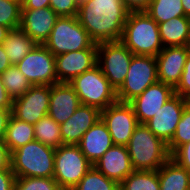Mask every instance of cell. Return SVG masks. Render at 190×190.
Returning <instances> with one entry per match:
<instances>
[{"label":"cell","mask_w":190,"mask_h":190,"mask_svg":"<svg viewBox=\"0 0 190 190\" xmlns=\"http://www.w3.org/2000/svg\"><path fill=\"white\" fill-rule=\"evenodd\" d=\"M12 64L10 63L9 57L7 56L5 49L0 44V75L6 71Z\"/></svg>","instance_id":"cell-43"},{"label":"cell","mask_w":190,"mask_h":190,"mask_svg":"<svg viewBox=\"0 0 190 190\" xmlns=\"http://www.w3.org/2000/svg\"><path fill=\"white\" fill-rule=\"evenodd\" d=\"M58 83H70L75 77L97 65V49H82L55 56Z\"/></svg>","instance_id":"cell-15"},{"label":"cell","mask_w":190,"mask_h":190,"mask_svg":"<svg viewBox=\"0 0 190 190\" xmlns=\"http://www.w3.org/2000/svg\"><path fill=\"white\" fill-rule=\"evenodd\" d=\"M54 156V148L34 140L11 152V170L15 177H53Z\"/></svg>","instance_id":"cell-4"},{"label":"cell","mask_w":190,"mask_h":190,"mask_svg":"<svg viewBox=\"0 0 190 190\" xmlns=\"http://www.w3.org/2000/svg\"><path fill=\"white\" fill-rule=\"evenodd\" d=\"M72 190H119V184L92 166Z\"/></svg>","instance_id":"cell-30"},{"label":"cell","mask_w":190,"mask_h":190,"mask_svg":"<svg viewBox=\"0 0 190 190\" xmlns=\"http://www.w3.org/2000/svg\"><path fill=\"white\" fill-rule=\"evenodd\" d=\"M10 116H11V110L0 108V142H4L7 123Z\"/></svg>","instance_id":"cell-41"},{"label":"cell","mask_w":190,"mask_h":190,"mask_svg":"<svg viewBox=\"0 0 190 190\" xmlns=\"http://www.w3.org/2000/svg\"><path fill=\"white\" fill-rule=\"evenodd\" d=\"M51 86L32 85L22 96L13 100L11 114L22 121L35 125L48 114Z\"/></svg>","instance_id":"cell-12"},{"label":"cell","mask_w":190,"mask_h":190,"mask_svg":"<svg viewBox=\"0 0 190 190\" xmlns=\"http://www.w3.org/2000/svg\"><path fill=\"white\" fill-rule=\"evenodd\" d=\"M10 63H19L36 45L21 28L10 29L2 43Z\"/></svg>","instance_id":"cell-24"},{"label":"cell","mask_w":190,"mask_h":190,"mask_svg":"<svg viewBox=\"0 0 190 190\" xmlns=\"http://www.w3.org/2000/svg\"><path fill=\"white\" fill-rule=\"evenodd\" d=\"M54 56L82 49H97L77 16H60L43 44Z\"/></svg>","instance_id":"cell-5"},{"label":"cell","mask_w":190,"mask_h":190,"mask_svg":"<svg viewBox=\"0 0 190 190\" xmlns=\"http://www.w3.org/2000/svg\"><path fill=\"white\" fill-rule=\"evenodd\" d=\"M0 76L5 89L12 100L25 94L32 86L16 65H11Z\"/></svg>","instance_id":"cell-29"},{"label":"cell","mask_w":190,"mask_h":190,"mask_svg":"<svg viewBox=\"0 0 190 190\" xmlns=\"http://www.w3.org/2000/svg\"><path fill=\"white\" fill-rule=\"evenodd\" d=\"M35 140L34 125L15 118L12 114L9 117L6 129L4 144L9 152L26 145Z\"/></svg>","instance_id":"cell-25"},{"label":"cell","mask_w":190,"mask_h":190,"mask_svg":"<svg viewBox=\"0 0 190 190\" xmlns=\"http://www.w3.org/2000/svg\"><path fill=\"white\" fill-rule=\"evenodd\" d=\"M93 166L118 184L134 171L127 146L115 144Z\"/></svg>","instance_id":"cell-19"},{"label":"cell","mask_w":190,"mask_h":190,"mask_svg":"<svg viewBox=\"0 0 190 190\" xmlns=\"http://www.w3.org/2000/svg\"><path fill=\"white\" fill-rule=\"evenodd\" d=\"M92 166L78 145L62 144L55 149L53 178L62 190H72Z\"/></svg>","instance_id":"cell-7"},{"label":"cell","mask_w":190,"mask_h":190,"mask_svg":"<svg viewBox=\"0 0 190 190\" xmlns=\"http://www.w3.org/2000/svg\"><path fill=\"white\" fill-rule=\"evenodd\" d=\"M161 42L164 47L189 46L190 17H175L158 24Z\"/></svg>","instance_id":"cell-22"},{"label":"cell","mask_w":190,"mask_h":190,"mask_svg":"<svg viewBox=\"0 0 190 190\" xmlns=\"http://www.w3.org/2000/svg\"><path fill=\"white\" fill-rule=\"evenodd\" d=\"M189 102L178 94H174L145 125L154 135L168 144L174 136L182 112Z\"/></svg>","instance_id":"cell-13"},{"label":"cell","mask_w":190,"mask_h":190,"mask_svg":"<svg viewBox=\"0 0 190 190\" xmlns=\"http://www.w3.org/2000/svg\"><path fill=\"white\" fill-rule=\"evenodd\" d=\"M21 0H0V24L10 29L20 28Z\"/></svg>","instance_id":"cell-31"},{"label":"cell","mask_w":190,"mask_h":190,"mask_svg":"<svg viewBox=\"0 0 190 190\" xmlns=\"http://www.w3.org/2000/svg\"><path fill=\"white\" fill-rule=\"evenodd\" d=\"M171 158L190 172V142L181 145Z\"/></svg>","instance_id":"cell-36"},{"label":"cell","mask_w":190,"mask_h":190,"mask_svg":"<svg viewBox=\"0 0 190 190\" xmlns=\"http://www.w3.org/2000/svg\"><path fill=\"white\" fill-rule=\"evenodd\" d=\"M16 67L31 85L58 83L55 56L43 44H37Z\"/></svg>","instance_id":"cell-10"},{"label":"cell","mask_w":190,"mask_h":190,"mask_svg":"<svg viewBox=\"0 0 190 190\" xmlns=\"http://www.w3.org/2000/svg\"><path fill=\"white\" fill-rule=\"evenodd\" d=\"M133 55L121 41L97 43V65L116 91L125 81Z\"/></svg>","instance_id":"cell-9"},{"label":"cell","mask_w":190,"mask_h":190,"mask_svg":"<svg viewBox=\"0 0 190 190\" xmlns=\"http://www.w3.org/2000/svg\"><path fill=\"white\" fill-rule=\"evenodd\" d=\"M69 84L74 88L81 105L102 111L117 101L116 90L98 65L75 77Z\"/></svg>","instance_id":"cell-6"},{"label":"cell","mask_w":190,"mask_h":190,"mask_svg":"<svg viewBox=\"0 0 190 190\" xmlns=\"http://www.w3.org/2000/svg\"><path fill=\"white\" fill-rule=\"evenodd\" d=\"M50 0H21L22 9H39L49 7Z\"/></svg>","instance_id":"cell-42"},{"label":"cell","mask_w":190,"mask_h":190,"mask_svg":"<svg viewBox=\"0 0 190 190\" xmlns=\"http://www.w3.org/2000/svg\"><path fill=\"white\" fill-rule=\"evenodd\" d=\"M35 140L54 149L62 145L61 127L48 114L34 125Z\"/></svg>","instance_id":"cell-27"},{"label":"cell","mask_w":190,"mask_h":190,"mask_svg":"<svg viewBox=\"0 0 190 190\" xmlns=\"http://www.w3.org/2000/svg\"><path fill=\"white\" fill-rule=\"evenodd\" d=\"M11 153L4 142H0V171L11 170Z\"/></svg>","instance_id":"cell-39"},{"label":"cell","mask_w":190,"mask_h":190,"mask_svg":"<svg viewBox=\"0 0 190 190\" xmlns=\"http://www.w3.org/2000/svg\"><path fill=\"white\" fill-rule=\"evenodd\" d=\"M88 0H75L76 4L78 5V7H80L82 4H84L85 2H87Z\"/></svg>","instance_id":"cell-46"},{"label":"cell","mask_w":190,"mask_h":190,"mask_svg":"<svg viewBox=\"0 0 190 190\" xmlns=\"http://www.w3.org/2000/svg\"><path fill=\"white\" fill-rule=\"evenodd\" d=\"M175 94L190 101V54L187 57L184 70L178 85L174 88Z\"/></svg>","instance_id":"cell-35"},{"label":"cell","mask_w":190,"mask_h":190,"mask_svg":"<svg viewBox=\"0 0 190 190\" xmlns=\"http://www.w3.org/2000/svg\"><path fill=\"white\" fill-rule=\"evenodd\" d=\"M14 190H62L53 177H16Z\"/></svg>","instance_id":"cell-33"},{"label":"cell","mask_w":190,"mask_h":190,"mask_svg":"<svg viewBox=\"0 0 190 190\" xmlns=\"http://www.w3.org/2000/svg\"><path fill=\"white\" fill-rule=\"evenodd\" d=\"M10 31V28L0 24V44L6 39L7 33Z\"/></svg>","instance_id":"cell-44"},{"label":"cell","mask_w":190,"mask_h":190,"mask_svg":"<svg viewBox=\"0 0 190 190\" xmlns=\"http://www.w3.org/2000/svg\"><path fill=\"white\" fill-rule=\"evenodd\" d=\"M189 54L190 46L164 47L156 56L158 81L175 88Z\"/></svg>","instance_id":"cell-16"},{"label":"cell","mask_w":190,"mask_h":190,"mask_svg":"<svg viewBox=\"0 0 190 190\" xmlns=\"http://www.w3.org/2000/svg\"><path fill=\"white\" fill-rule=\"evenodd\" d=\"M119 190H160L158 171L134 170L119 184Z\"/></svg>","instance_id":"cell-28"},{"label":"cell","mask_w":190,"mask_h":190,"mask_svg":"<svg viewBox=\"0 0 190 190\" xmlns=\"http://www.w3.org/2000/svg\"><path fill=\"white\" fill-rule=\"evenodd\" d=\"M145 12L158 24L185 16L181 0H151Z\"/></svg>","instance_id":"cell-26"},{"label":"cell","mask_w":190,"mask_h":190,"mask_svg":"<svg viewBox=\"0 0 190 190\" xmlns=\"http://www.w3.org/2000/svg\"><path fill=\"white\" fill-rule=\"evenodd\" d=\"M58 18L50 7L21 9L20 28L37 44H44Z\"/></svg>","instance_id":"cell-17"},{"label":"cell","mask_w":190,"mask_h":190,"mask_svg":"<svg viewBox=\"0 0 190 190\" xmlns=\"http://www.w3.org/2000/svg\"><path fill=\"white\" fill-rule=\"evenodd\" d=\"M187 142H190V102L185 106L175 134L167 144L170 155Z\"/></svg>","instance_id":"cell-32"},{"label":"cell","mask_w":190,"mask_h":190,"mask_svg":"<svg viewBox=\"0 0 190 190\" xmlns=\"http://www.w3.org/2000/svg\"><path fill=\"white\" fill-rule=\"evenodd\" d=\"M101 119V111L95 107L81 105L72 117L60 124L62 144L78 145L82 136Z\"/></svg>","instance_id":"cell-18"},{"label":"cell","mask_w":190,"mask_h":190,"mask_svg":"<svg viewBox=\"0 0 190 190\" xmlns=\"http://www.w3.org/2000/svg\"><path fill=\"white\" fill-rule=\"evenodd\" d=\"M174 94L172 86L157 81L131 100L129 103L133 107L138 123L145 124L152 119Z\"/></svg>","instance_id":"cell-14"},{"label":"cell","mask_w":190,"mask_h":190,"mask_svg":"<svg viewBox=\"0 0 190 190\" xmlns=\"http://www.w3.org/2000/svg\"><path fill=\"white\" fill-rule=\"evenodd\" d=\"M181 2L185 16L190 17V0H181Z\"/></svg>","instance_id":"cell-45"},{"label":"cell","mask_w":190,"mask_h":190,"mask_svg":"<svg viewBox=\"0 0 190 190\" xmlns=\"http://www.w3.org/2000/svg\"><path fill=\"white\" fill-rule=\"evenodd\" d=\"M155 56L133 55L122 86L116 91L117 101L130 102L158 81Z\"/></svg>","instance_id":"cell-8"},{"label":"cell","mask_w":190,"mask_h":190,"mask_svg":"<svg viewBox=\"0 0 190 190\" xmlns=\"http://www.w3.org/2000/svg\"><path fill=\"white\" fill-rule=\"evenodd\" d=\"M157 171L160 190H190V172L171 157Z\"/></svg>","instance_id":"cell-23"},{"label":"cell","mask_w":190,"mask_h":190,"mask_svg":"<svg viewBox=\"0 0 190 190\" xmlns=\"http://www.w3.org/2000/svg\"><path fill=\"white\" fill-rule=\"evenodd\" d=\"M130 12L145 11L151 0H121Z\"/></svg>","instance_id":"cell-38"},{"label":"cell","mask_w":190,"mask_h":190,"mask_svg":"<svg viewBox=\"0 0 190 190\" xmlns=\"http://www.w3.org/2000/svg\"><path fill=\"white\" fill-rule=\"evenodd\" d=\"M101 119L106 124L113 144L127 146L139 124L133 107L128 102L116 101L101 111Z\"/></svg>","instance_id":"cell-11"},{"label":"cell","mask_w":190,"mask_h":190,"mask_svg":"<svg viewBox=\"0 0 190 190\" xmlns=\"http://www.w3.org/2000/svg\"><path fill=\"white\" fill-rule=\"evenodd\" d=\"M120 41L134 55L157 56L164 48L158 23L145 11L130 12Z\"/></svg>","instance_id":"cell-2"},{"label":"cell","mask_w":190,"mask_h":190,"mask_svg":"<svg viewBox=\"0 0 190 190\" xmlns=\"http://www.w3.org/2000/svg\"><path fill=\"white\" fill-rule=\"evenodd\" d=\"M81 106L80 99L69 83L51 85L48 115L58 124L66 122Z\"/></svg>","instance_id":"cell-20"},{"label":"cell","mask_w":190,"mask_h":190,"mask_svg":"<svg viewBox=\"0 0 190 190\" xmlns=\"http://www.w3.org/2000/svg\"><path fill=\"white\" fill-rule=\"evenodd\" d=\"M129 13L121 0H88L77 19L95 43L120 41Z\"/></svg>","instance_id":"cell-1"},{"label":"cell","mask_w":190,"mask_h":190,"mask_svg":"<svg viewBox=\"0 0 190 190\" xmlns=\"http://www.w3.org/2000/svg\"><path fill=\"white\" fill-rule=\"evenodd\" d=\"M136 171L158 170L170 157L167 144L154 135L145 124H138L127 145Z\"/></svg>","instance_id":"cell-3"},{"label":"cell","mask_w":190,"mask_h":190,"mask_svg":"<svg viewBox=\"0 0 190 190\" xmlns=\"http://www.w3.org/2000/svg\"><path fill=\"white\" fill-rule=\"evenodd\" d=\"M111 134L100 119L84 133L78 146L86 158L94 165L113 146Z\"/></svg>","instance_id":"cell-21"},{"label":"cell","mask_w":190,"mask_h":190,"mask_svg":"<svg viewBox=\"0 0 190 190\" xmlns=\"http://www.w3.org/2000/svg\"><path fill=\"white\" fill-rule=\"evenodd\" d=\"M15 179L12 170L0 171V190H14Z\"/></svg>","instance_id":"cell-37"},{"label":"cell","mask_w":190,"mask_h":190,"mask_svg":"<svg viewBox=\"0 0 190 190\" xmlns=\"http://www.w3.org/2000/svg\"><path fill=\"white\" fill-rule=\"evenodd\" d=\"M13 100L8 95L0 76V108L6 110H12Z\"/></svg>","instance_id":"cell-40"},{"label":"cell","mask_w":190,"mask_h":190,"mask_svg":"<svg viewBox=\"0 0 190 190\" xmlns=\"http://www.w3.org/2000/svg\"><path fill=\"white\" fill-rule=\"evenodd\" d=\"M49 7L60 16H77L78 5L75 0H50Z\"/></svg>","instance_id":"cell-34"}]
</instances>
